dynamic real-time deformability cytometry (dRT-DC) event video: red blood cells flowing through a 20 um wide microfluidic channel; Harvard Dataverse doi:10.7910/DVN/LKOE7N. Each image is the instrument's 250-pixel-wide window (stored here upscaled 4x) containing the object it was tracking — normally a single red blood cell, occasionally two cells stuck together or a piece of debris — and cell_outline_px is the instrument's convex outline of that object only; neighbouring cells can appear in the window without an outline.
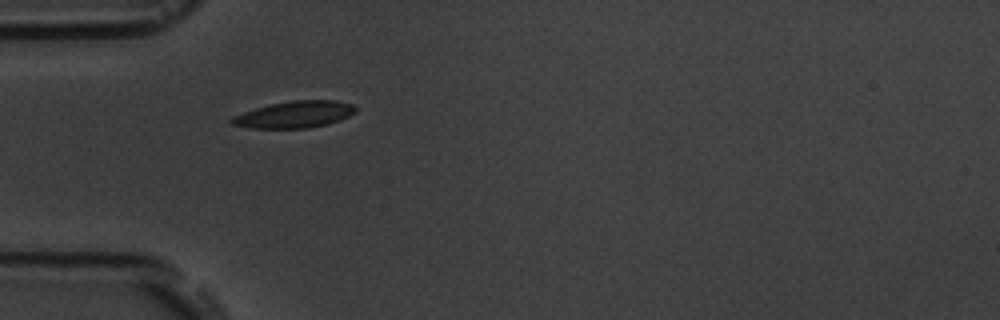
{"species": "common noctule bat (a hibernating species)", "species_latin": "Nyctalus noctula", "temperature_condition": "room temperature", "stored_images_in_passage": 2, "camera_frame_rate_fps": 3000, "um_per_image_px": 0.085, "animal": {"sex": "male", "body_mass_g": 19.5, "forearm_length_mm": 54.6}, "frame": {"image": 1, "passage_image": 1, "time_ms": 0.0, "image_size_px": [1000, 320], "cell_outline_px": [[356, 112], [340, 120], [328, 124], [308, 128], [252, 128], [232, 124], [228, 120], [232, 116], [268, 104], [292, 100], [336, 100], [352, 104], [356, 108]], "centroid_in_image_um": [25.04, 9.73], "position_along_channel_um": 60.0, "area_um2": 19.36}}
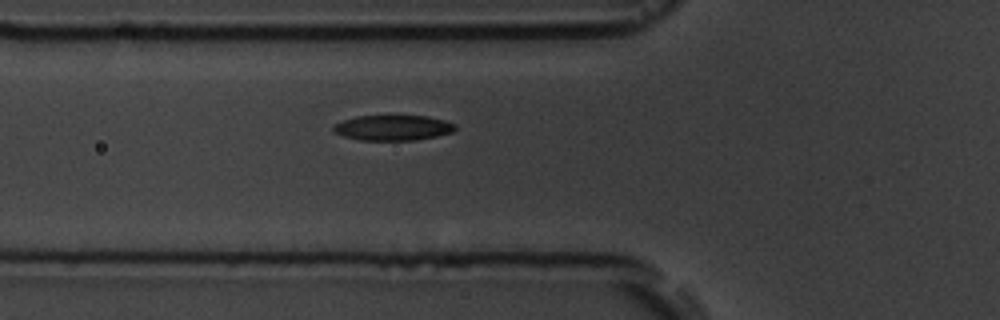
{"frame": {"image": 2, "passage_image": 2, "time_ms": 1.0, "image_size_px": [1000, 320], "cell_outline_px": [[456, 128], [452, 132], [436, 136], [416, 140], [360, 140], [344, 136], [336, 132], [332, 128], [336, 124], [344, 120], [356, 116], [428, 116], [444, 120], [456, 124]], "centroid_in_image_um": [33.43, 10.86], "position_along_channel_um": 92.4, "area_um2": 17.8}}